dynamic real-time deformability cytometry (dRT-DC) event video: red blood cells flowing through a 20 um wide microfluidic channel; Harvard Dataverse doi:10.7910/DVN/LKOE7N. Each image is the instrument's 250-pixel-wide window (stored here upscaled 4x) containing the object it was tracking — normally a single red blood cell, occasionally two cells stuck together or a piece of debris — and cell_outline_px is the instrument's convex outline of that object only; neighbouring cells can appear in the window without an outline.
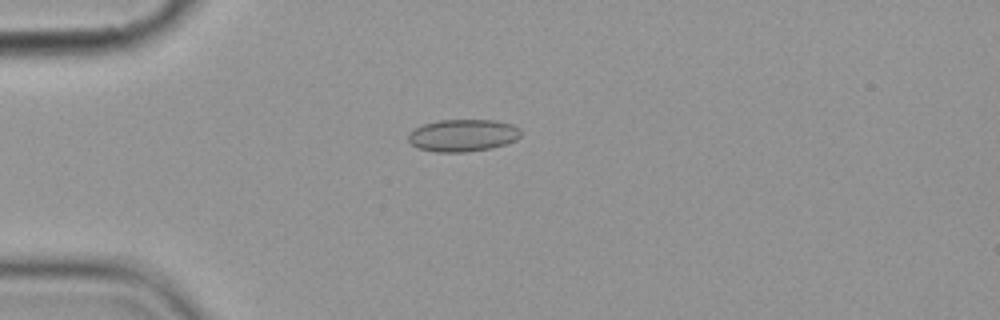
{"species": "common noctule bat (a hibernating species)", "species_latin": "Nyctalus noctula", "temperature_condition": "cold", "stored_images_in_passage": 4, "camera_frame_rate_fps": 3000, "um_per_image_px": 0.085, "animal": {"sex": "female", "body_mass_g": 19.9}, "frame": {"image": 1, "passage_image": 3, "time_ms": 3.333, "image_size_px": [1000, 320], "cell_outline_px": [[520, 136], [516, 140], [504, 144], [488, 148], [464, 152], [436, 152], [416, 148], [408, 140], [408, 136], [416, 128], [424, 124], [440, 120], [496, 120], [512, 124], [520, 128]], "centroid_in_image_um": [39.35, 11.5], "position_along_channel_um": 45.7, "area_um2": 20.98}}